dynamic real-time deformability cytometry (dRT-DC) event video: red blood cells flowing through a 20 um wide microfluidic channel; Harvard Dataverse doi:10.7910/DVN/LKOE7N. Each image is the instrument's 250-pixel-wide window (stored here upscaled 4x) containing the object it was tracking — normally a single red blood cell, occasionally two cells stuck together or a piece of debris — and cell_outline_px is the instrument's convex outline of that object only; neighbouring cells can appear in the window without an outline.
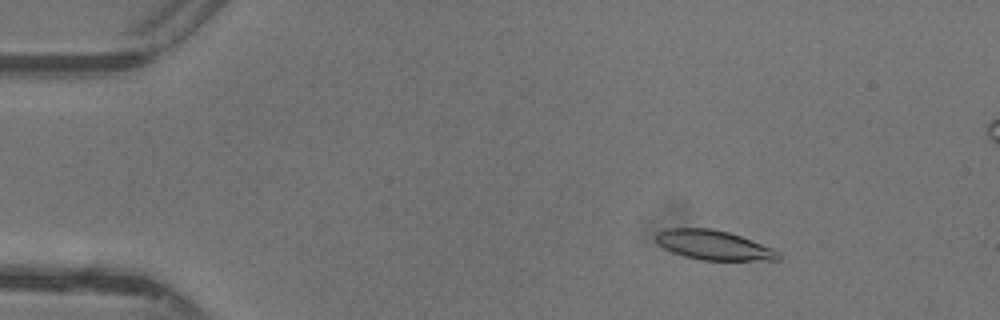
{"species": "common noctule bat (a hibernating species)", "species_latin": "Nyctalus noctula", "temperature_condition": "warm", "stored_images_in_passage": 28, "camera_frame_rate_fps": 3000, "um_per_image_px": 0.085, "animal": {"sex": "female"}, "frame": {"image": 1, "passage_image": 8, "time_ms": 2.333, "image_size_px": [1000, 320], "cell_outline_px": [[780, 260], [700, 260], [684, 256], [672, 252], [664, 248], [656, 240], [656, 232], [668, 228], [712, 228], [728, 232], [740, 236], [772, 248], [780, 252]], "centroid_in_image_um": [60.65, 20.83], "position_along_channel_um": 24.3, "area_um2": 20.98}}
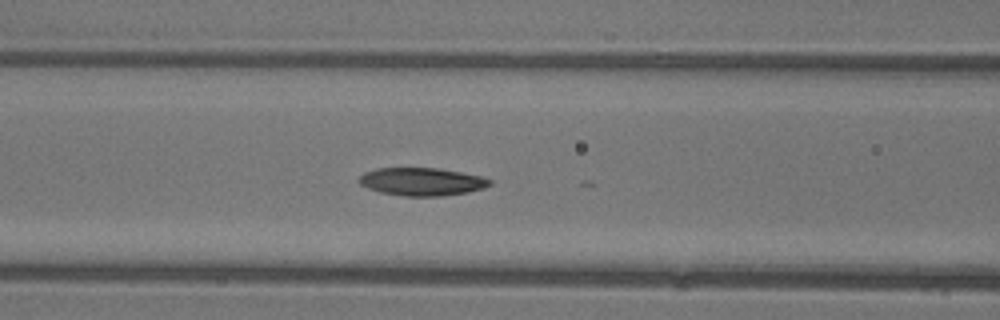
{"frame": {"image": 2, "passage_image": 21, "time_ms": 6.667, "image_size_px": [1000, 320], "cell_outline_px": [[492, 184], [484, 188], [468, 192], [440, 196], [404, 196], [380, 192], [368, 188], [360, 184], [356, 180], [364, 172], [376, 168], [436, 168], [460, 172], [480, 176], [492, 180]], "centroid_in_image_um": [35.83, 15.44], "position_along_channel_um": 130.8, "area_um2": 21.27}}
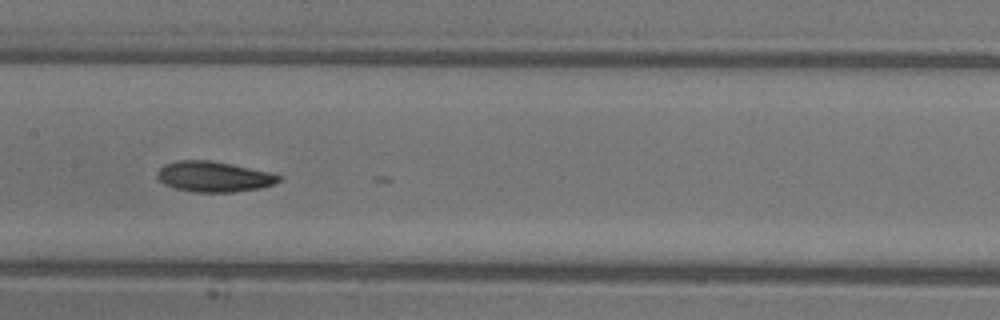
{"frame": {"image": 3, "passage_image": 25, "time_ms": 8.0, "image_size_px": [1000, 320], "cell_outline_px": [[284, 176], [280, 180], [272, 184], [260, 188], [232, 192], [192, 192], [176, 188], [164, 184], [156, 176], [156, 172], [164, 164], [176, 160], [208, 160], [232, 164], [272, 172]], "centroid_in_image_um": [18.18, 15.0], "position_along_channel_um": 189.2, "area_um2": 21.73}}